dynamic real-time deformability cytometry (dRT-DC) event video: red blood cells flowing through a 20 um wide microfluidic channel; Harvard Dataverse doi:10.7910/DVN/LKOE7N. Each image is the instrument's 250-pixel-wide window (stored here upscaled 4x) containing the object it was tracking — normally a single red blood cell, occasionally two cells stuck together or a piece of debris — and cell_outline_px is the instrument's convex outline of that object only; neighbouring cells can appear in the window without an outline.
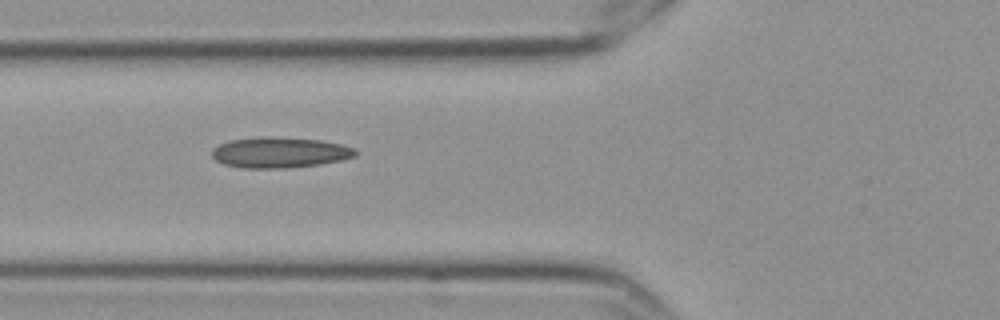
{"species": "Egyptian fruit bat (a non-hibernating species)", "species_latin": "Rousettus aegyptiacus", "temperature_condition": "cold", "stored_images_in_passage": 6, "camera_frame_rate_fps": 3000, "um_per_image_px": 0.085, "frame": {"image": 1, "passage_image": 5, "time_ms": 1.333, "image_size_px": [1000, 320], "cell_outline_px": [[356, 156], [340, 160], [320, 164], [284, 168], [244, 168], [224, 164], [216, 160], [212, 156], [212, 148], [228, 140], [260, 136], [264, 136], [320, 140], [340, 144], [356, 148]], "centroid_in_image_um": [23.75, 12.95], "position_along_channel_um": 102.1, "area_um2": 25.61}}
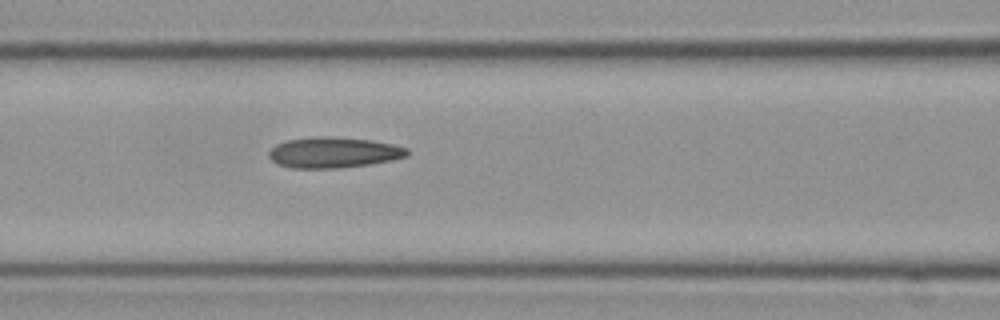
{"frame": {"image": 2, "passage_image": 6, "time_ms": 1.667, "image_size_px": [1000, 320], "cell_outline_px": [[408, 156], [392, 160], [368, 164], [340, 168], [292, 168], [276, 164], [268, 156], [268, 152], [276, 144], [288, 140], [312, 136], [332, 136], [372, 140], [392, 144], [408, 148]], "centroid_in_image_um": [28.34, 12.95], "position_along_channel_um": 138.3, "area_um2": 24.91}}